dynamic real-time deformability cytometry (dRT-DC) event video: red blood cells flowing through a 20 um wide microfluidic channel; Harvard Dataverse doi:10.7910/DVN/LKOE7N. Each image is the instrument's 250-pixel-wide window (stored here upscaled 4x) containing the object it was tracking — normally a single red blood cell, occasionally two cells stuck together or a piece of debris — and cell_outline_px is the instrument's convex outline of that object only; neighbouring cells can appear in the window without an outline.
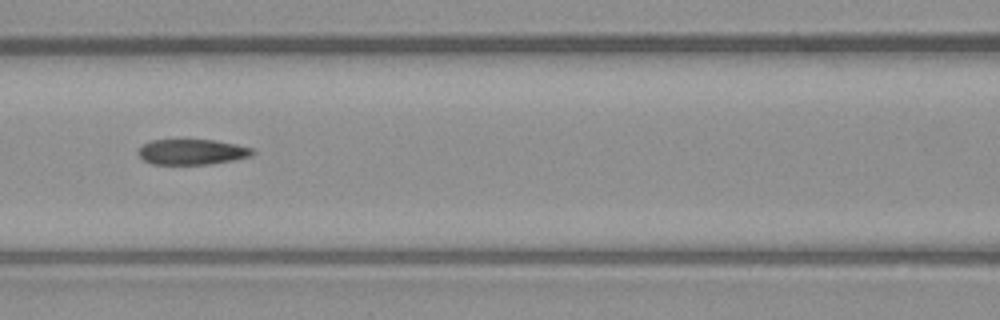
{"species": "common noctule bat (a hibernating species)", "species_latin": "Nyctalus noctula", "temperature_condition": "warm", "stored_images_in_passage": 7, "camera_frame_rate_fps": 3000, "um_per_image_px": 0.085, "animal": {"sex": "male", "body_mass_g": 23.1, "forearm_length_mm": 52.7}, "frame": {"image": 1, "passage_image": 5, "time_ms": 1.333, "image_size_px": [1000, 320], "cell_outline_px": [[256, 152], [252, 156], [236, 160], [208, 164], [152, 164], [144, 160], [136, 152], [144, 144], [152, 140], [216, 140], [236, 144], [252, 148]], "centroid_in_image_um": [16.36, 12.91], "position_along_channel_um": 150.2, "area_um2": 16.99}}
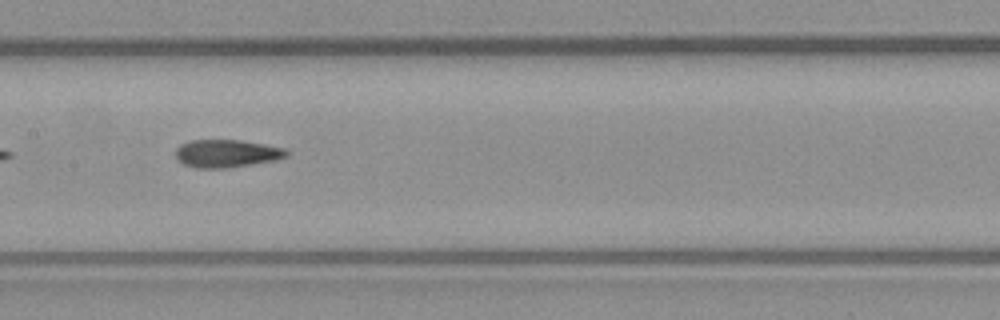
{"frame": {"image": 2, "passage_image": 6, "time_ms": 1.667, "image_size_px": [1000, 320], "cell_outline_px": [[288, 156], [276, 160], [252, 164], [224, 168], [196, 168], [184, 164], [176, 156], [176, 148], [180, 144], [188, 140], [240, 140], [264, 144], [284, 148], [288, 152]], "centroid_in_image_um": [19.26, 13.04], "position_along_channel_um": 188.1, "area_um2": 17.92}}
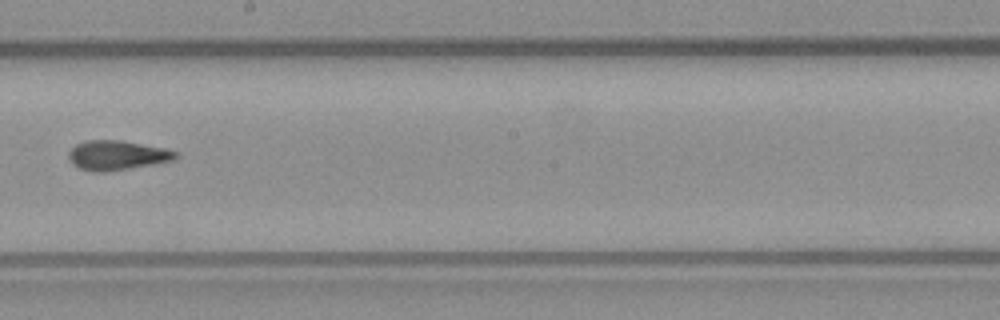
{"frame": {"image": 3, "passage_image": 7, "time_ms": 2.0, "image_size_px": [1000, 320], "cell_outline_px": [[180, 156], [172, 160], [152, 164], [104, 172], [92, 172], [80, 168], [72, 164], [68, 156], [68, 152], [76, 144], [88, 140], [120, 140], [168, 148], [180, 152]], "centroid_in_image_um": [9.98, 13.19], "position_along_channel_um": 238.2, "area_um2": 18.5}}